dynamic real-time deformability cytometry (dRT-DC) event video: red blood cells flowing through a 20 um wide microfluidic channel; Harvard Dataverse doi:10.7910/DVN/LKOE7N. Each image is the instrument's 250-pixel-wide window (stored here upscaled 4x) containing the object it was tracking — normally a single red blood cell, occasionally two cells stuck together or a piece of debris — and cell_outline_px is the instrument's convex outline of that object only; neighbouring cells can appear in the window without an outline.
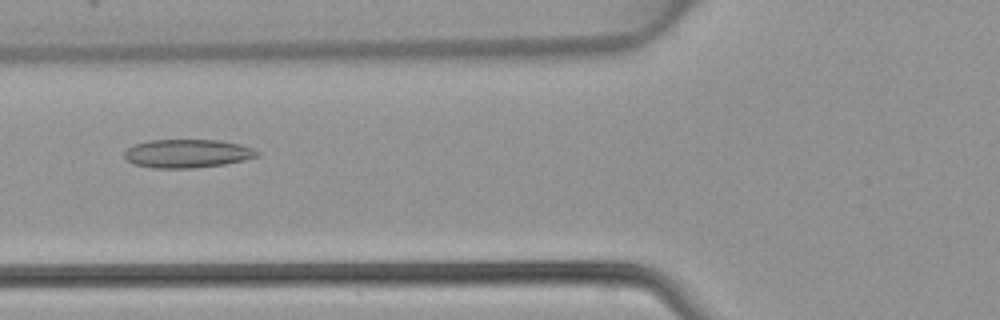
{"species": "common noctule bat (a hibernating species)", "species_latin": "Nyctalus noctula", "temperature_condition": "warm", "stored_images_in_passage": 47, "camera_frame_rate_fps": 3000, "um_per_image_px": 0.085, "animal": {"sex": "female", "body_mass_g": 22.7, "forearm_length_mm": 54.2}, "frame": {"image": 1, "passage_image": 18, "time_ms": 5.667, "image_size_px": [1000, 320], "cell_outline_px": [[260, 156], [244, 160], [224, 164], [196, 168], [152, 168], [132, 164], [124, 156], [124, 152], [128, 148], [136, 144], [148, 140], [220, 140], [240, 144], [252, 148], [260, 152]], "centroid_in_image_um": [15.94, 13.05], "position_along_channel_um": 109.9, "area_um2": 22.14}}
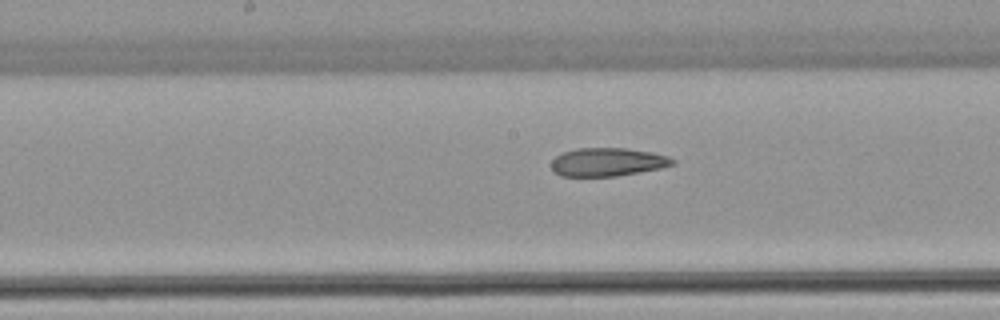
{"frame": {"image": 2, "passage_image": 24, "time_ms": 7.667, "image_size_px": [1000, 320], "cell_outline_px": [[676, 164], [660, 168], [616, 176], [560, 176], [552, 168], [552, 160], [556, 156], [564, 152], [576, 148], [628, 148], [652, 152], [668, 156], [676, 160]], "centroid_in_image_um": [51.67, 13.76], "position_along_channel_um": 196.5, "area_um2": 20.0}}
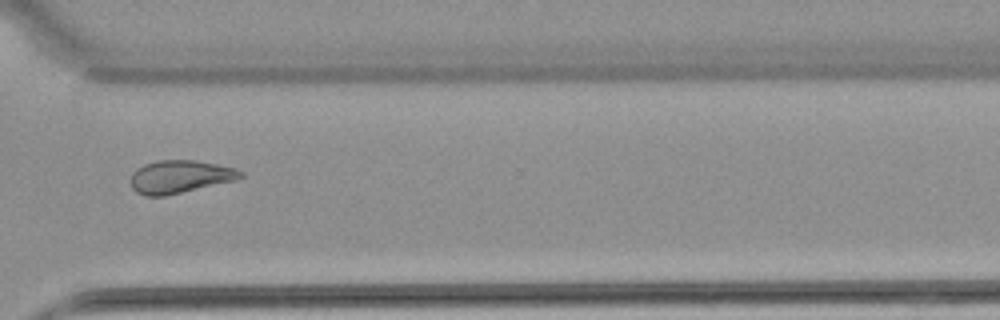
{"frame": {"image": 3, "passage_image": 35, "time_ms": 11.333, "image_size_px": [1000, 320], "cell_outline_px": [[244, 176], [240, 180], [164, 196], [144, 196], [136, 192], [132, 188], [132, 172], [136, 168], [144, 164], [156, 160], [196, 160], [236, 168], [244, 172]], "centroid_in_image_um": [15.34, 15.02], "position_along_channel_um": 355.3, "area_um2": 21.39}}